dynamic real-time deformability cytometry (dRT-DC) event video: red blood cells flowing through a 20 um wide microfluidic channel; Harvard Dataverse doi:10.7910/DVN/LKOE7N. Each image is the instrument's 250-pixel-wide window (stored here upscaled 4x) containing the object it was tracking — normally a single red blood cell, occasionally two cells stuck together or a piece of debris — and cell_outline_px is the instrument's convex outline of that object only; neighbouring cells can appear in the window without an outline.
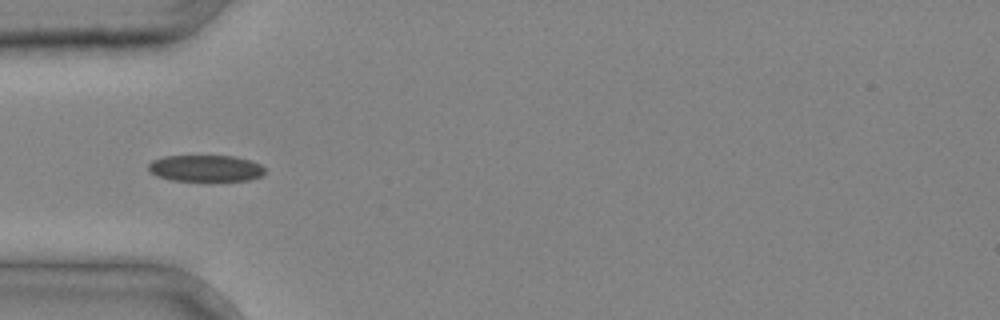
{"species": "common noctule bat (a hibernating species)", "species_latin": "Nyctalus noctula", "temperature_condition": "cold", "stored_images_in_passage": 4, "camera_frame_rate_fps": 3000, "um_per_image_px": 0.085, "animal": {"sex": "male", "body_mass_g": 20.4}, "frame": {"image": 1, "passage_image": 4, "time_ms": 1.0, "image_size_px": [1000, 320], "cell_outline_px": [[264, 172], [260, 176], [248, 180], [212, 184], [204, 184], [172, 180], [156, 176], [148, 168], [148, 164], [152, 160], [164, 156], [232, 156], [248, 160], [260, 164], [264, 168]], "centroid_in_image_um": [17.46, 14.37], "position_along_channel_um": 67.5, "area_um2": 18.9}}